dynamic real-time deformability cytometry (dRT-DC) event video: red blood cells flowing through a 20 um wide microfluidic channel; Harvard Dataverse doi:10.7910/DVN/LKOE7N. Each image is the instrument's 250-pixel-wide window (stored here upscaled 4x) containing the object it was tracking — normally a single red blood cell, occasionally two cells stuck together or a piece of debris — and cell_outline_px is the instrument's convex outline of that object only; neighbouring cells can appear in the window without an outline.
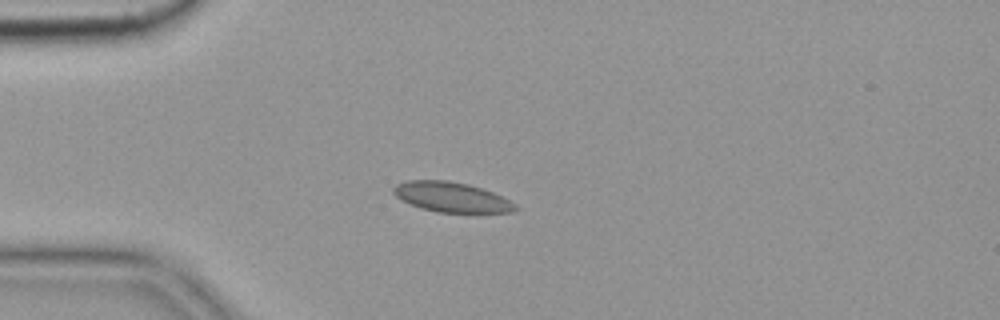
{"species": "common noctule bat (a hibernating species)", "species_latin": "Nyctalus noctula", "temperature_condition": "cold", "stored_images_in_passage": 8, "camera_frame_rate_fps": 3000, "um_per_image_px": 0.085, "animal": {"sex": "female", "body_mass_g": 19.9}, "frame": {"image": 1, "passage_image": 4, "time_ms": 1.0, "image_size_px": [1000, 320], "cell_outline_px": [[520, 208], [512, 212], [436, 212], [420, 208], [400, 200], [392, 192], [392, 188], [396, 184], [408, 180], [448, 180], [468, 184], [492, 192], [516, 204]], "centroid_in_image_um": [38.33, 16.75], "position_along_channel_um": 46.7, "area_um2": 21.27}}